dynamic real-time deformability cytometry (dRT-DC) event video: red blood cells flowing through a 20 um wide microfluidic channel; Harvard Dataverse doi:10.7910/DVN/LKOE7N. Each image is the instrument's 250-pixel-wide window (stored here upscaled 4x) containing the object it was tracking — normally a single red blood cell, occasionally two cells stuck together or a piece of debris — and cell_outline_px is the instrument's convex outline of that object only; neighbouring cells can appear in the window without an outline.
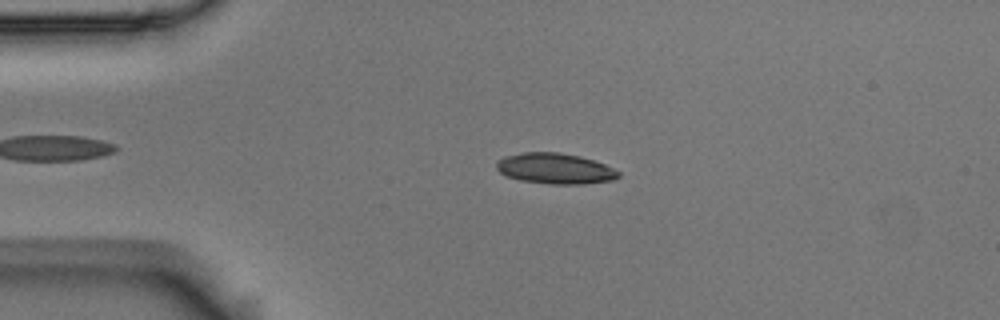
{"species": "Egyptian fruit bat (a non-hibernating species)", "species_latin": "Rousettus aegyptiacus", "temperature_condition": "room temperature", "stored_images_in_passage": 50, "camera_frame_rate_fps": 3000, "um_per_image_px": 0.085, "animal": {"sex": "male"}, "frame": {"image": 1, "passage_image": 12, "time_ms": 3.667, "image_size_px": [1000, 320], "cell_outline_px": [[620, 176], [612, 180], [580, 184], [552, 184], [520, 180], [508, 176], [500, 172], [496, 168], [496, 164], [504, 156], [524, 152], [560, 152], [580, 156], [604, 164], [620, 172]], "centroid_in_image_um": [47.18, 14.32], "position_along_channel_um": 37.8, "area_um2": 21.62}}
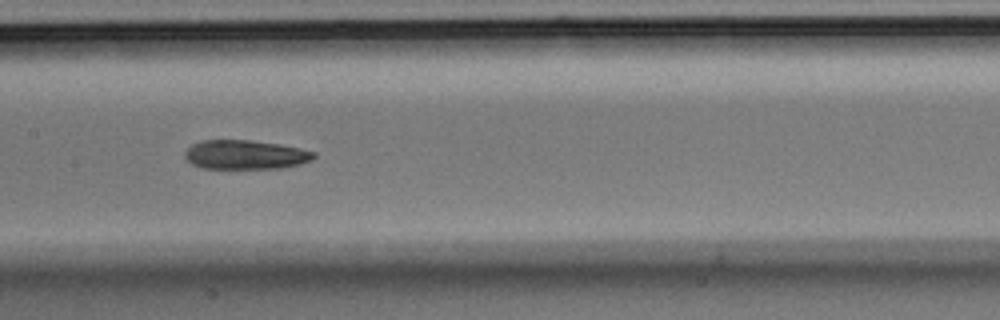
{"frame": {"image": 2, "passage_image": 27, "time_ms": 8.667, "image_size_px": [1000, 320], "cell_outline_px": [[316, 156], [312, 160], [300, 164], [280, 168], [204, 168], [192, 164], [184, 156], [184, 152], [192, 144], [200, 140], [248, 140], [276, 144], [316, 152]], "centroid_in_image_um": [20.83, 13.15], "position_along_channel_um": 186.6, "area_um2": 21.68}}
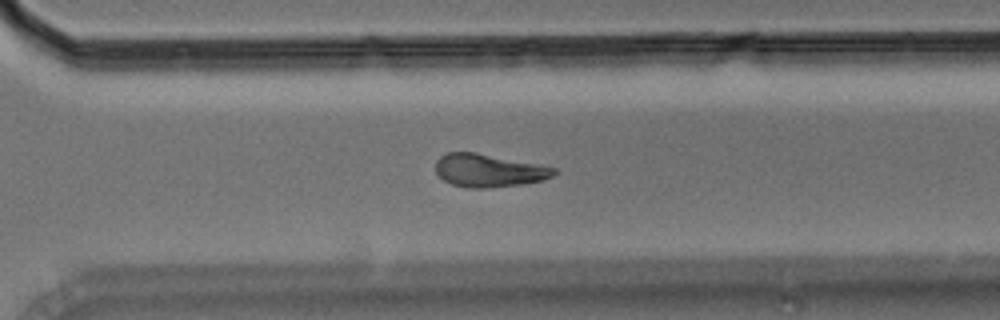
{"frame": {"image": 3, "passage_image": 39, "time_ms": 12.667, "image_size_px": [1000, 320], "cell_outline_px": [[556, 172], [552, 176], [544, 180], [520, 184], [484, 188], [464, 188], [452, 184], [444, 180], [436, 172], [436, 160], [440, 156], [448, 152], [476, 152], [540, 164], [556, 168]], "centroid_in_image_um": [41.54, 14.48], "position_along_channel_um": 329.1, "area_um2": 22.77}, "authors_computed_cell_mechanics": {"area_um2": 21.8773, "velocity_mm_per_s": 3.5696, "shape_relaxation_time_tau1_ms": 3.2274, "shape_relaxation_time_tau2_ms": 3.7068, "deformation_change_tau1": 0.13, "deformation_change_tau2": 0.1266}}